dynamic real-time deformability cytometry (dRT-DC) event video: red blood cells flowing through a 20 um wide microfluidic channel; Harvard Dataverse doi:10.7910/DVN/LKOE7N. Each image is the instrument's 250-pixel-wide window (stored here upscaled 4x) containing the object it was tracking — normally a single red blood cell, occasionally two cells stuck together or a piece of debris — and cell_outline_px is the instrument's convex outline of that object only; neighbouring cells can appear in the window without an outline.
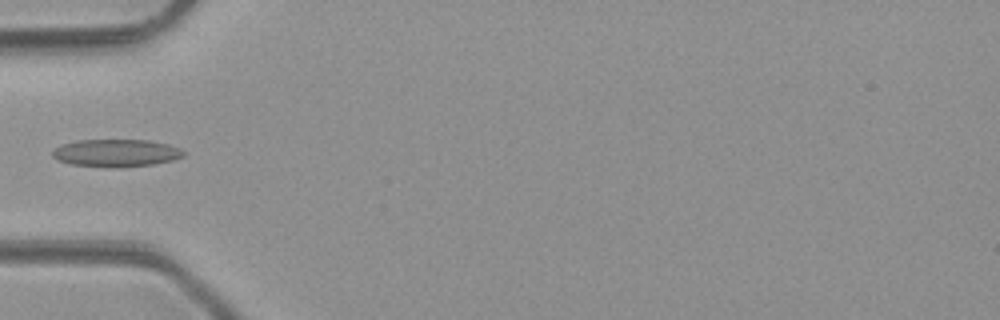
{"species": "common noctule bat (a hibernating species)", "species_latin": "Nyctalus noctula", "temperature_condition": "room temperature", "stored_images_in_passage": 4, "camera_frame_rate_fps": 3000, "um_per_image_px": 0.085, "animal": {"sex": "male", "body_mass_g": 23.1, "forearm_length_mm": 52.7}, "frame": {"image": 1, "passage_image": 3, "time_ms": 2.333, "image_size_px": [1000, 320], "cell_outline_px": [[184, 156], [172, 160], [152, 164], [116, 168], [72, 164], [60, 160], [52, 156], [52, 152], [60, 144], [80, 140], [148, 140], [168, 144], [180, 148], [184, 152]], "centroid_in_image_um": [9.88, 13.0], "position_along_channel_um": 75.1, "area_um2": 20.87}}
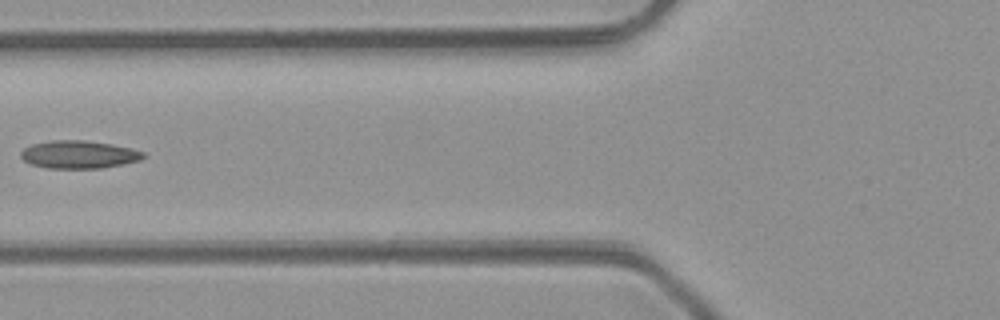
{"frame": {"image": 2, "passage_image": 4, "time_ms": 3.333, "image_size_px": [1000, 320], "cell_outline_px": [[144, 156], [140, 160], [124, 164], [100, 168], [48, 168], [32, 164], [24, 160], [20, 156], [20, 152], [24, 148], [32, 144], [52, 140], [84, 140], [112, 144], [132, 148], [144, 152]], "centroid_in_image_um": [6.7, 13.13], "position_along_channel_um": 119.1, "area_um2": 19.83}}